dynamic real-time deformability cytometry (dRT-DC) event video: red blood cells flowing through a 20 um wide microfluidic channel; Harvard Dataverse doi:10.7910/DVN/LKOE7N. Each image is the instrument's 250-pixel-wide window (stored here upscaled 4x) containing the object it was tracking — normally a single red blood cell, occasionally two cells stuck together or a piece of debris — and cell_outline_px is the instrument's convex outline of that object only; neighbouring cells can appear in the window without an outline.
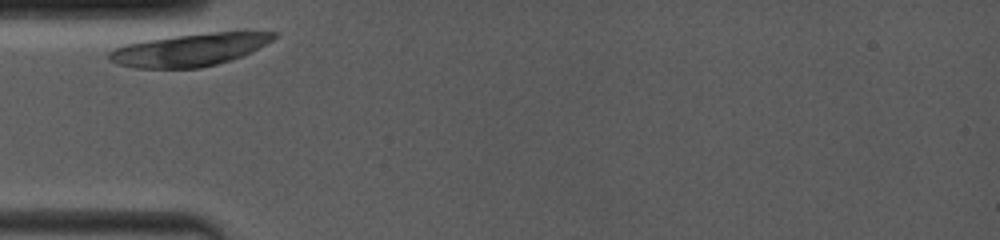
{"species": "common noctule bat (a hibernating species)", "species_latin": "Nyctalus noctula", "temperature_condition": "room temperature", "stored_images_in_passage": 3, "camera_frame_rate_fps": 4000, "um_per_image_px": 0.085, "animal": {"sex": "female", "body_mass_g": 19.0, "forearm_length_mm": 53.3}, "frame": {"image": 1, "passage_image": 1, "time_ms": 0.0, "image_size_px": [1000, 240], "cell_outline_px": [[280, 32], [272, 40], [252, 52], [244, 56], [232, 60], [200, 68], [132, 68], [116, 64], [108, 60], [108, 52], [112, 48], [124, 44], [144, 40], [172, 36], [212, 32]], "centroid_in_image_um": [16.06, 4.24], "position_along_channel_um": 68.9, "area_um2": 31.56}}
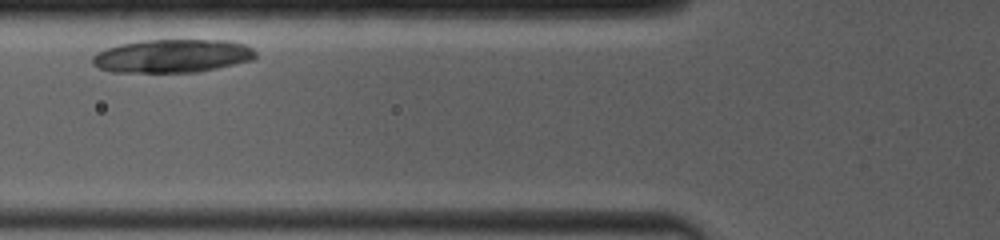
{"frame": {"image": 2, "passage_image": 2, "time_ms": 1.25, "image_size_px": [1000, 240], "cell_outline_px": [[256, 56], [252, 60], [216, 68], [196, 72], [112, 72], [100, 68], [92, 64], [92, 56], [96, 52], [104, 48], [120, 44], [144, 40], [228, 40], [244, 44], [252, 48], [256, 52]], "centroid_in_image_um": [14.62, 4.75], "position_along_channel_um": 111.2, "area_um2": 31.73}}